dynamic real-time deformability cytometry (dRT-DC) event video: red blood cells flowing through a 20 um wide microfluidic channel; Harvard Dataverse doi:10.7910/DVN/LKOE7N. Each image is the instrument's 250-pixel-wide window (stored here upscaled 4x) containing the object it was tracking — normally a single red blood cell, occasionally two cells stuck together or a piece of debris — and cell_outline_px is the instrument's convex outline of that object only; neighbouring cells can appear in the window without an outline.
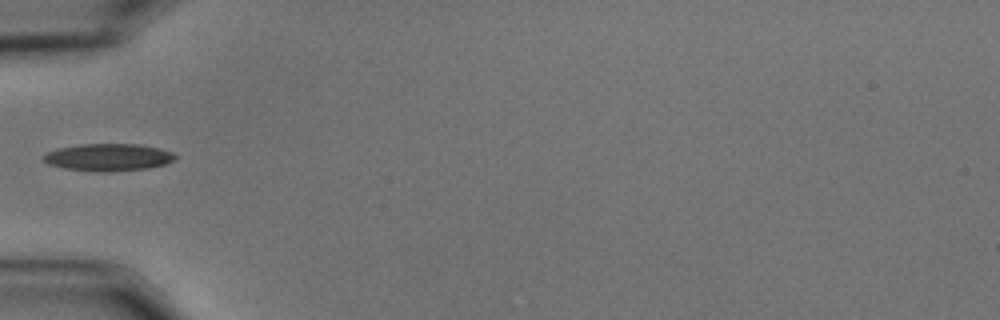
{"species": "common noctule bat (a hibernating species)", "species_latin": "Nyctalus noctula", "temperature_condition": "cold", "stored_images_in_passage": 38, "camera_frame_rate_fps": 3000, "um_per_image_px": 0.085, "animal": {"sex": "male", "body_mass_g": 15.6}, "frame": {"image": 1, "passage_image": 1, "time_ms": 0.0, "image_size_px": [1000, 320], "cell_outline_px": [[176, 160], [164, 164], [148, 168], [108, 172], [96, 172], [64, 168], [48, 164], [40, 160], [40, 156], [48, 152], [60, 148], [80, 144], [140, 144], [160, 148], [172, 152], [176, 156]], "centroid_in_image_um": [9.18, 13.37], "position_along_channel_um": 75.8, "area_um2": 21.15}}
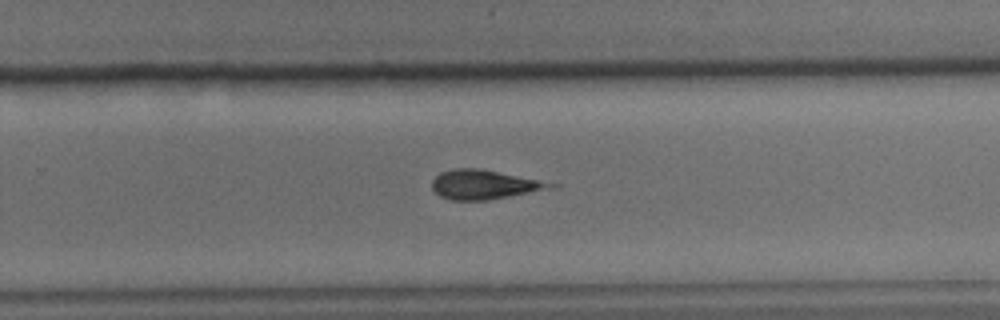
{"frame": {"image": 2, "passage_image": 19, "time_ms": 6.0, "image_size_px": [1000, 320], "cell_outline_px": [[560, 188], [488, 200], [452, 200], [440, 196], [432, 188], [432, 180], [440, 172], [452, 168], [476, 168], [560, 184]], "centroid_in_image_um": [41.22, 15.7], "position_along_channel_um": 288.6, "area_um2": 20.35}}
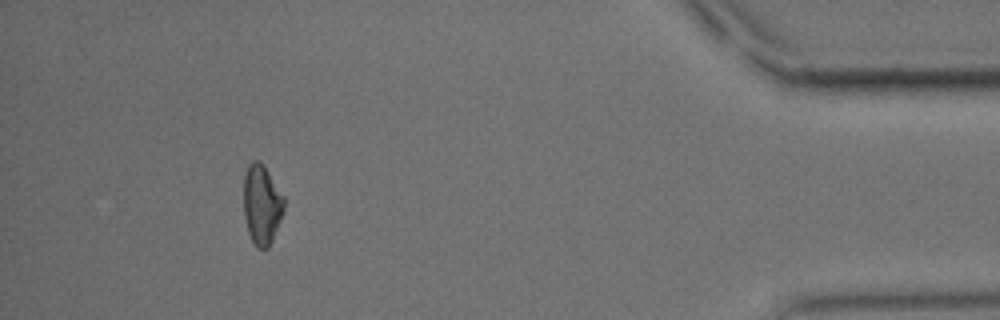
{"frame": {"image": 3, "passage_image": 34, "time_ms": 11.0, "image_size_px": [1000, 320], "cell_outline_px": [[284, 212], [272, 240], [268, 248], [260, 248], [252, 240], [248, 232], [244, 216], [244, 172], [248, 164], [252, 160], [260, 160], [264, 164], [284, 196]], "centroid_in_image_um": [22.25, 17.33], "position_along_channel_um": 412.9, "area_um2": 18.9}, "authors_computed_cell_mechanics": {"area_um2": 19.9988, "velocity_mm_per_s": 3.5344, "shape_relaxation_time_tau1_ms": null, "shape_relaxation_time_tau2_ms": 5.7891, "deformation_change_tau1": null, "deformation_change_tau2": 0.181}}